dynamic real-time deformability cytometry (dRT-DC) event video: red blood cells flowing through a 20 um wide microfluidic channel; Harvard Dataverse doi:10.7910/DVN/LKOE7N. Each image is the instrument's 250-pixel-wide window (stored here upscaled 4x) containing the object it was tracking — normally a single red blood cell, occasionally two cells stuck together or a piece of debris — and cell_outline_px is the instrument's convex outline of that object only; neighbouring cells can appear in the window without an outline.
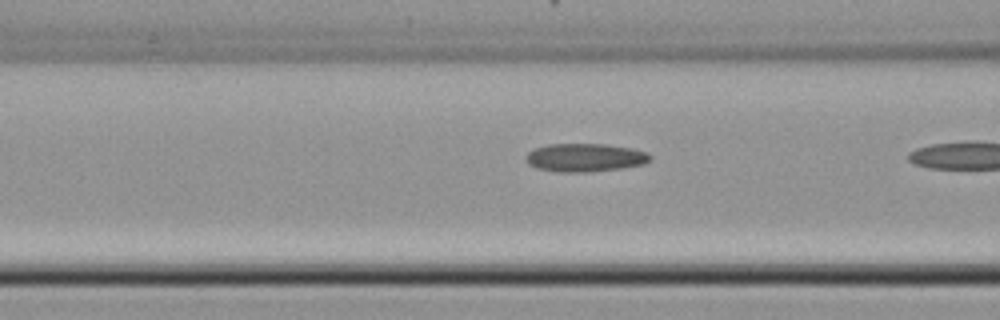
{"species": "common noctule bat (a hibernating species)", "species_latin": "Nyctalus noctula", "temperature_condition": "cold", "stored_images_in_passage": 17, "camera_frame_rate_fps": 3000, "um_per_image_px": 0.085, "animal": {"sex": "female", "body_mass_g": 22.7, "forearm_length_mm": 54.2}, "frame": {"image": 1, "passage_image": 16, "time_ms": 5.0, "image_size_px": [1000, 320], "cell_outline_px": [[652, 160], [644, 164], [624, 168], [592, 172], [556, 172], [536, 168], [528, 164], [524, 156], [528, 152], [536, 148], [548, 144], [608, 144], [632, 148], [648, 152], [652, 156]], "centroid_in_image_um": [49.76, 13.4], "position_along_channel_um": 116.8, "area_um2": 20.87}}